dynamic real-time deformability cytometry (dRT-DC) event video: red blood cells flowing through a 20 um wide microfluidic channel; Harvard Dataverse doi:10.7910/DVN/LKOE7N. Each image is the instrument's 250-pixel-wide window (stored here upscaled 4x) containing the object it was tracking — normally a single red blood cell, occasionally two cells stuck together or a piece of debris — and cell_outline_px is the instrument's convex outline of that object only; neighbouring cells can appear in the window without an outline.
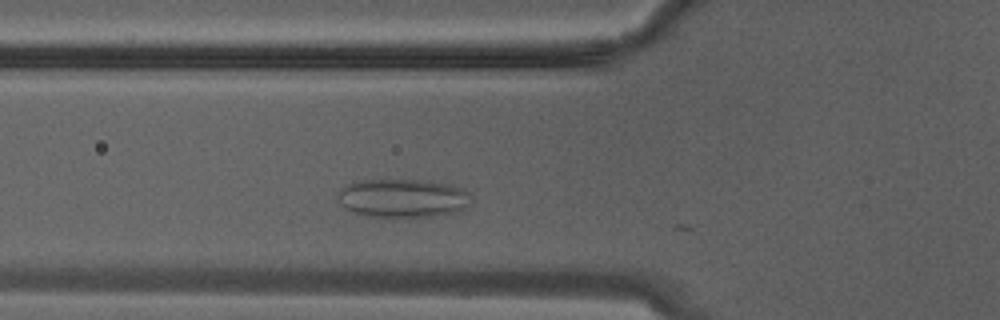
{"species": "Egyptian fruit bat (a non-hibernating species)", "species_latin": "Rousettus aegyptiacus", "temperature_condition": "warm", "stored_images_in_passage": 9, "camera_frame_rate_fps": 3000, "um_per_image_px": 0.085, "animal": {"sex": "male"}, "frame": {"image": 1, "passage_image": 6, "time_ms": 1.667, "image_size_px": [1000, 320], "cell_outline_px": [[468, 208], [452, 212], [432, 216], [364, 216], [352, 212], [344, 208], [340, 204], [336, 196], [340, 188], [356, 180], [432, 180], [448, 184], [460, 188], [468, 192]], "centroid_in_image_um": [34.16, 16.83], "position_along_channel_um": 91.6, "area_um2": 29.94}}